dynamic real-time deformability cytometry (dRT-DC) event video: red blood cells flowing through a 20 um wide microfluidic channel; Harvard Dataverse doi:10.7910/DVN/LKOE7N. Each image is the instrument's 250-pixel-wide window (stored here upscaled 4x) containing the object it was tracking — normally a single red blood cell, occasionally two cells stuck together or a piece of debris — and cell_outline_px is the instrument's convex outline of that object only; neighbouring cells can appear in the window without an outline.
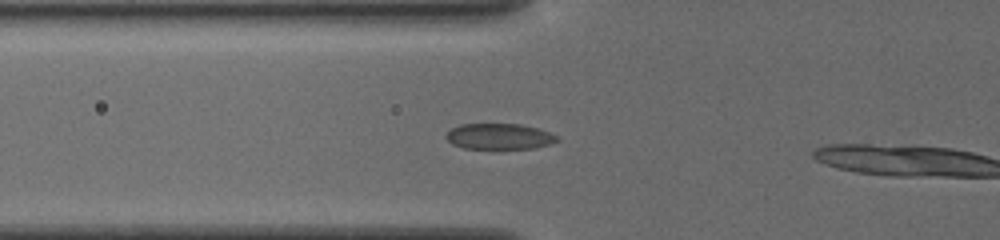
{"species": "common noctule bat (a hibernating species)", "species_latin": "Nyctalus noctula", "temperature_condition": "cold", "stored_images_in_passage": 11, "camera_frame_rate_fps": 3000, "um_per_image_px": 0.085, "animal": {"sex": "female", "body_mass_g": 19.5, "forearm_length_mm": 54.1}, "frame": {"image": 1, "passage_image": 10, "time_ms": 3.0, "image_size_px": [1000, 240], "cell_outline_px": [[560, 140], [552, 144], [536, 148], [500, 152], [464, 148], [452, 144], [444, 136], [452, 128], [460, 124], [520, 124], [536, 128], [548, 132], [556, 136]], "centroid_in_image_um": [42.44, 11.66], "position_along_channel_um": 83.4, "area_um2": 17.63}}